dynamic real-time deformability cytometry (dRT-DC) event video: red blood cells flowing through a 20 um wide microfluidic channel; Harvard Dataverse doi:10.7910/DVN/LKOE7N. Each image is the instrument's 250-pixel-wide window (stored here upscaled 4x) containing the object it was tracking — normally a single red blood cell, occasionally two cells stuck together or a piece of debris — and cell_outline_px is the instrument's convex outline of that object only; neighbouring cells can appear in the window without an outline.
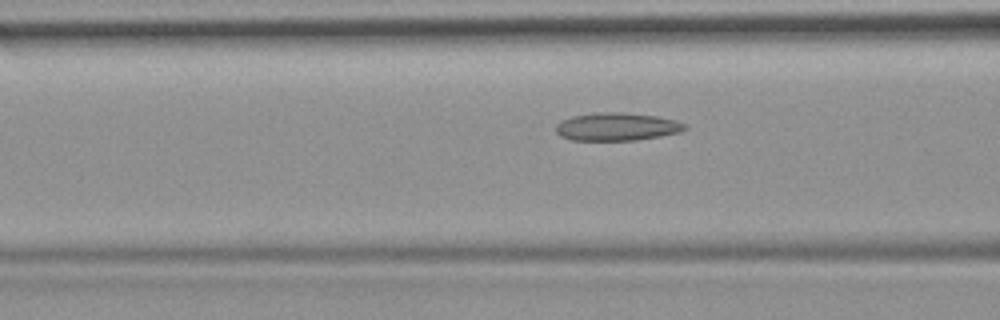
{"species": "common noctule bat (a hibernating species)", "species_latin": "Nyctalus noctula", "temperature_condition": "room temperature", "stored_images_in_passage": 28, "camera_frame_rate_fps": 3000, "um_per_image_px": 0.085, "animal": {"sex": "female", "body_mass_g": 19.9}, "frame": {"image": 1, "passage_image": 9, "time_ms": 2.667, "image_size_px": [1000, 320], "cell_outline_px": [[688, 128], [680, 132], [660, 136], [636, 140], [572, 140], [560, 136], [556, 132], [556, 124], [560, 120], [572, 116], [596, 112], [620, 112], [656, 116], [676, 120], [688, 124]], "centroid_in_image_um": [52.44, 10.76], "position_along_channel_um": 114.2, "area_um2": 21.15}}
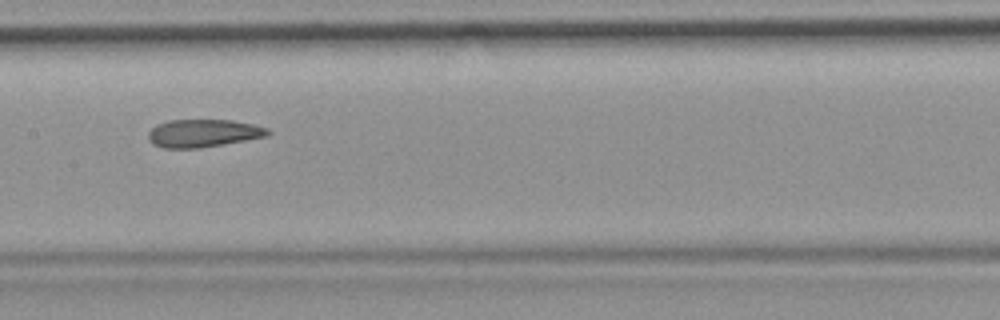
{"frame": {"image": 2, "passage_image": 15, "time_ms": 4.667, "image_size_px": [1000, 320], "cell_outline_px": [[272, 132], [268, 136], [200, 148], [164, 148], [152, 144], [148, 140], [148, 132], [156, 124], [168, 120], [232, 120], [252, 124], [268, 128]], "centroid_in_image_um": [17.26, 11.32], "position_along_channel_um": 190.1, "area_um2": 19.48}}
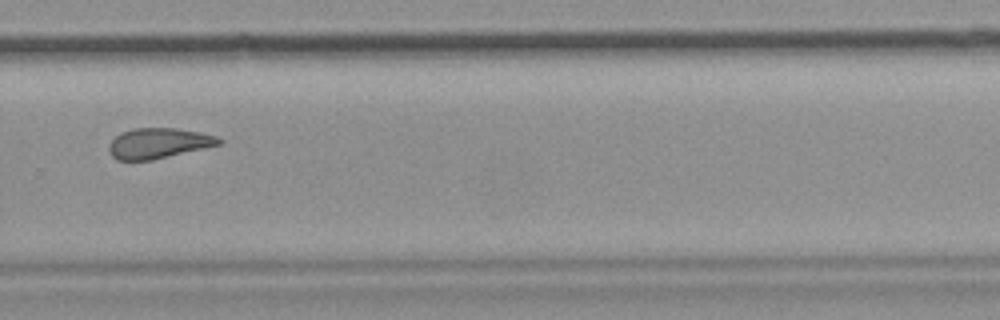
{"frame": {"image": 3, "passage_image": 25, "time_ms": 8.0, "image_size_px": [1000, 320], "cell_outline_px": [[224, 140], [220, 144], [152, 160], [116, 160], [108, 152], [108, 144], [120, 132], [132, 128], [176, 128], [200, 132], [216, 136]], "centroid_in_image_um": [13.43, 12.17], "position_along_channel_um": 316.4, "area_um2": 19.48}}